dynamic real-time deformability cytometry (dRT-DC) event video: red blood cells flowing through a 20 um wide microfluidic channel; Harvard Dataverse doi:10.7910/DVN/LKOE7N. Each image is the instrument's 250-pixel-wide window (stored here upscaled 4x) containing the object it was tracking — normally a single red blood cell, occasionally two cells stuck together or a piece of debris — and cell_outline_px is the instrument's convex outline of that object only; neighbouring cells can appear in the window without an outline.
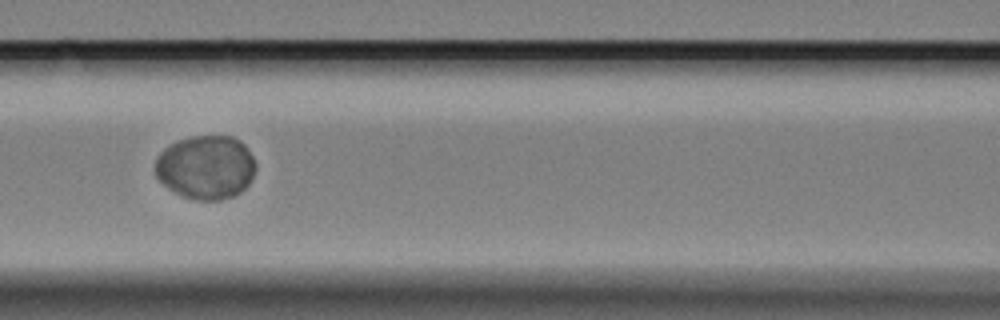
{"species": "Egyptian fruit bat (a non-hibernating species)", "species_latin": "Rousettus aegyptiacus", "temperature_condition": "cold", "stored_images_in_passage": 5, "camera_frame_rate_fps": 3000, "um_per_image_px": 0.085, "animal": {"sex": "female"}, "frame": {"image": 1, "passage_image": 3, "time_ms": 2.333, "image_size_px": [1000, 320], "cell_outline_px": [[256, 168], [248, 184], [240, 192], [232, 196], [220, 200], [196, 200], [184, 196], [168, 188], [156, 176], [156, 156], [164, 148], [180, 140], [192, 136], [232, 136], [240, 140], [244, 144], [252, 156], [256, 164]], "centroid_in_image_um": [17.51, 14.21], "position_along_channel_um": 149.1, "area_um2": 37.17}}
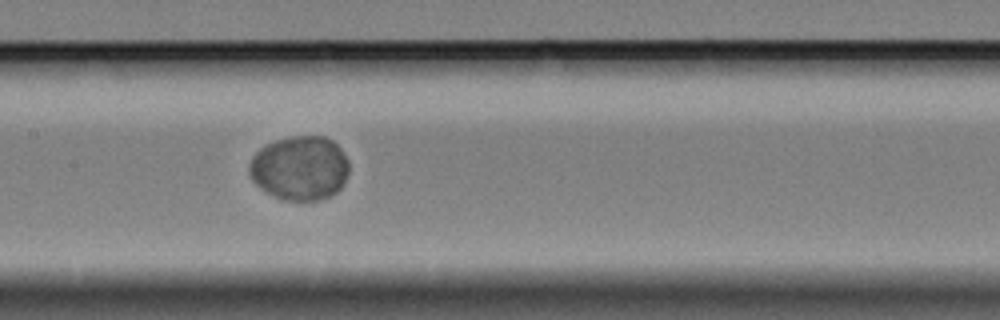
{"frame": {"image": 2, "passage_image": 4, "time_ms": 3.333, "image_size_px": [1000, 320], "cell_outline_px": [[348, 172], [344, 184], [336, 192], [328, 196], [316, 200], [280, 200], [260, 188], [252, 180], [248, 172], [248, 168], [252, 156], [260, 148], [276, 140], [292, 136], [324, 136], [332, 140], [340, 148], [348, 160]], "centroid_in_image_um": [25.47, 14.29], "position_along_channel_um": 181.9, "area_um2": 37.45}}
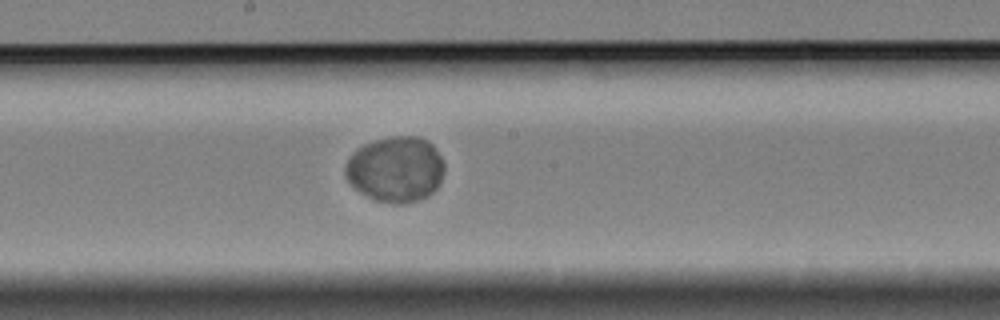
{"frame": {"image": 3, "passage_image": 5, "time_ms": 4.333, "image_size_px": [1000, 320], "cell_outline_px": [[444, 172], [440, 184], [428, 196], [416, 200], [400, 204], [392, 204], [376, 200], [360, 192], [344, 176], [344, 168], [348, 160], [364, 144], [376, 140], [392, 136], [416, 136], [432, 144], [440, 156], [444, 164]], "centroid_in_image_um": [33.64, 14.4], "position_along_channel_um": 214.6, "area_um2": 37.57}}